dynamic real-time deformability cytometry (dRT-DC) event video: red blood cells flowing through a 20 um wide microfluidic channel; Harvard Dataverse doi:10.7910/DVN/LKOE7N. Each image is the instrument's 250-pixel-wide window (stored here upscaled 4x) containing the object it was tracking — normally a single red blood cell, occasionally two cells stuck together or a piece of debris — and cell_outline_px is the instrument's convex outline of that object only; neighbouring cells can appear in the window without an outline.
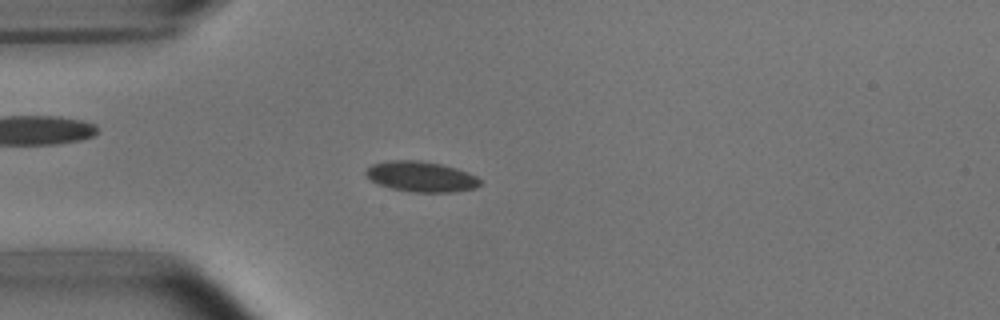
{"species": "common noctule bat (a hibernating species)", "species_latin": "Nyctalus noctula", "temperature_condition": "room temperature", "stored_images_in_passage": 53, "camera_frame_rate_fps": 3000, "um_per_image_px": 0.085, "animal": {"sex": "male", "body_mass_g": 15.6}, "frame": {"image": 1, "passage_image": 14, "time_ms": 4.333, "image_size_px": [1000, 320], "cell_outline_px": [[480, 184], [476, 188], [452, 192], [412, 192], [392, 188], [380, 184], [364, 176], [364, 172], [372, 164], [388, 160], [420, 160], [440, 164], [456, 168], [468, 172], [476, 176], [480, 180]], "centroid_in_image_um": [35.78, 15.0], "position_along_channel_um": 49.2, "area_um2": 20.23}}
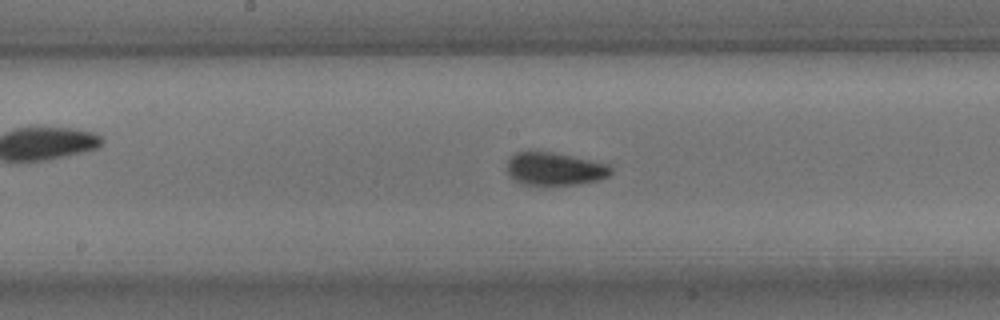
{"frame": {"image": 2, "passage_image": 27, "time_ms": 8.667, "image_size_px": [1000, 320], "cell_outline_px": [[612, 172], [608, 176], [600, 180], [580, 184], [520, 184], [512, 180], [508, 172], [508, 160], [516, 152], [552, 152], [572, 156], [608, 164], [612, 168]], "centroid_in_image_um": [47.16, 14.36], "position_along_channel_um": 201.0, "area_um2": 19.77}}
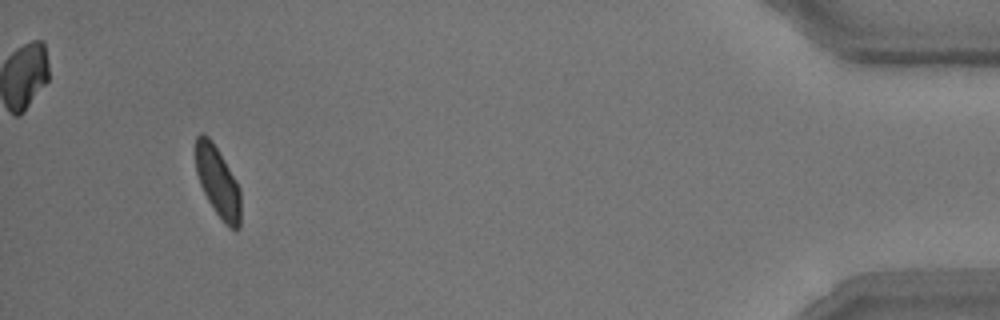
{"frame": {"image": 3, "passage_image": 50, "time_ms": 16.333, "image_size_px": [1000, 320], "cell_outline_px": [[240, 228], [228, 228], [224, 224], [208, 200], [200, 184], [196, 172], [196, 136], [200, 132], [204, 132], [208, 136], [224, 160], [236, 180], [240, 188]], "centroid_in_image_um": [18.51, 15.46], "position_along_channel_um": 416.7, "area_um2": 18.32}, "authors_computed_cell_mechanics": {"area_um2": 19.4208, "velocity_mm_per_s": 3.7328, "shape_relaxation_time_tau1_ms": 2.56, "shape_relaxation_time_tau2_ms": 0.659, "deformation_change_tau1": 0.0902, "deformation_change_tau2": 0.0516}}